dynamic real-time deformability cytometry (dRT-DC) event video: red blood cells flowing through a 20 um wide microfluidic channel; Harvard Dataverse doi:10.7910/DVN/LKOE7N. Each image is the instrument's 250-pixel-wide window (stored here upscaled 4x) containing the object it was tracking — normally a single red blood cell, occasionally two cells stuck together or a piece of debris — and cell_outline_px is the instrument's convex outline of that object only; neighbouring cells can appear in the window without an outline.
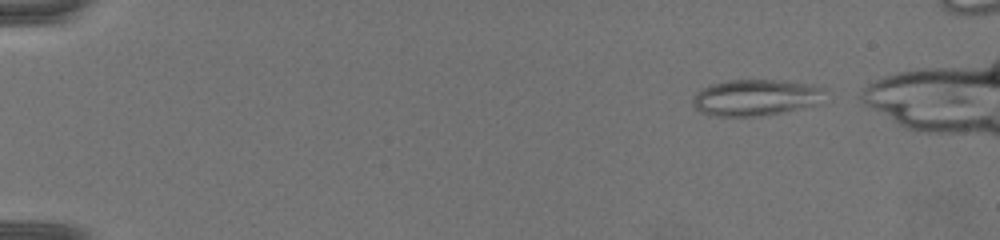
{"species": "common noctule bat (a hibernating species)", "species_latin": "Nyctalus noctula", "temperature_condition": "warm", "stored_images_in_passage": 58, "camera_frame_rate_fps": 3000, "um_per_image_px": 0.085, "animal": {"sex": "female", "body_mass_g": 19.5, "forearm_length_mm": 54.1}, "frame": {"image": 1, "passage_image": 4, "time_ms": 1.0, "image_size_px": [1000, 240], "cell_outline_px": [[828, 88], [824, 104], [760, 116], [716, 116], [704, 112], [696, 108], [692, 104], [692, 96], [700, 88], [712, 84], [728, 80], [784, 80], [812, 84]], "centroid_in_image_um": [64.35, 8.28], "position_along_channel_um": 20.6, "area_um2": 28.67}}
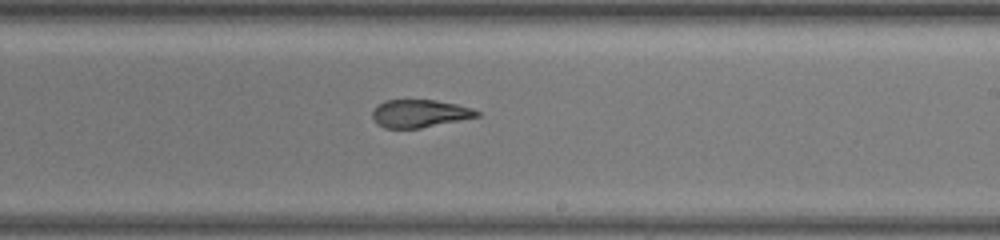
{"frame": {"image": 2, "passage_image": 38, "time_ms": 12.333, "image_size_px": [1000, 240], "cell_outline_px": [[480, 116], [420, 128], [384, 128], [376, 124], [372, 116], [372, 112], [384, 100], [436, 100], [456, 104], [472, 108], [480, 112]], "centroid_in_image_um": [35.67, 9.65], "position_along_channel_um": 253.3, "area_um2": 16.82}}
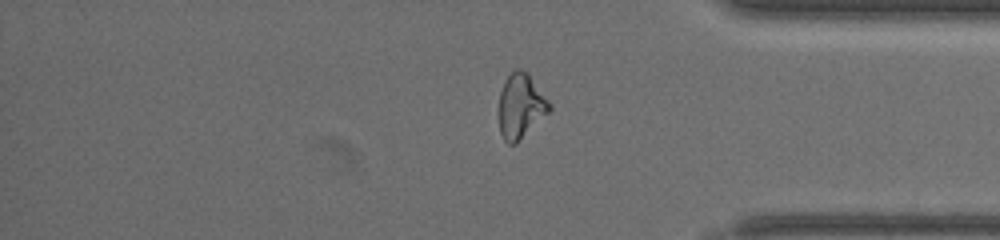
{"frame": {"image": 3, "passage_image": 52, "time_ms": 17.0, "image_size_px": [1000, 240], "cell_outline_px": [[552, 108], [516, 144], [508, 144], [504, 140], [500, 132], [496, 112], [500, 92], [504, 80], [516, 68], [520, 68], [528, 72], [552, 104]], "centroid_in_image_um": [44.22, 9.0], "position_along_channel_um": 391.0, "area_um2": 19.54}}